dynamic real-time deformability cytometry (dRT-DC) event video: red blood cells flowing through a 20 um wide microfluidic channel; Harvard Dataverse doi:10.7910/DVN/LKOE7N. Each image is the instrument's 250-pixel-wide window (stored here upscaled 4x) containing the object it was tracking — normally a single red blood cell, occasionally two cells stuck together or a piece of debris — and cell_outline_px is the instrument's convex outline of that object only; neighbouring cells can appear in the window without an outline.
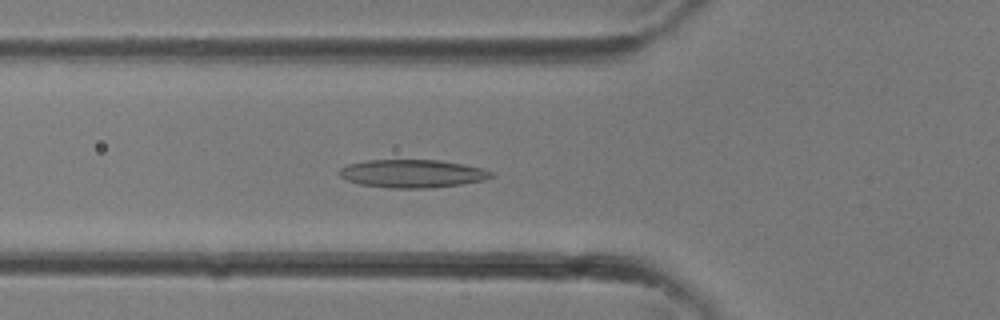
{"species": "common noctule bat (a hibernating species)", "species_latin": "Nyctalus noctula", "temperature_condition": "room temperature", "stored_images_in_passage": 33, "camera_frame_rate_fps": 3000, "um_per_image_px": 0.085, "animal": {"sex": "female"}, "frame": {"image": 1, "passage_image": 12, "time_ms": 3.667, "image_size_px": [1000, 320], "cell_outline_px": [[492, 176], [484, 180], [464, 184], [432, 188], [388, 188], [360, 184], [348, 180], [340, 176], [336, 172], [340, 168], [348, 164], [368, 160], [436, 160], [464, 164], [484, 168], [492, 172]], "centroid_in_image_um": [35.05, 14.76], "position_along_channel_um": 90.8, "area_um2": 24.97}}
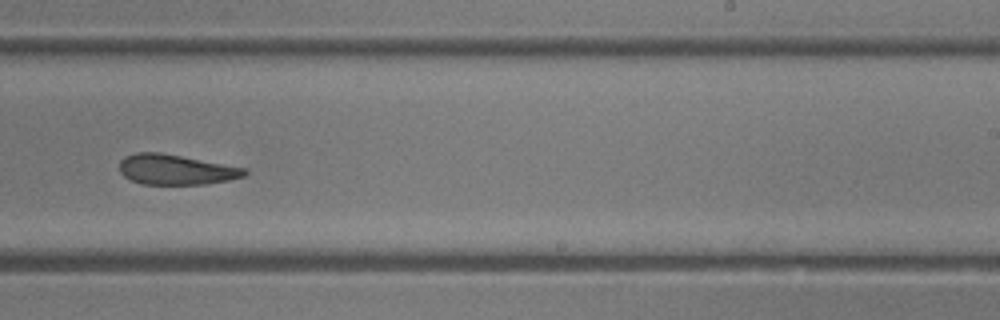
{"frame": {"image": 2, "passage_image": 21, "time_ms": 6.667, "image_size_px": [1000, 320], "cell_outline_px": [[248, 172], [244, 176], [228, 180], [208, 184], [140, 184], [124, 176], [120, 172], [120, 160], [124, 156], [136, 152], [160, 152], [248, 168]], "centroid_in_image_um": [14.96, 14.41], "position_along_channel_um": 274.0, "area_um2": 22.14}}
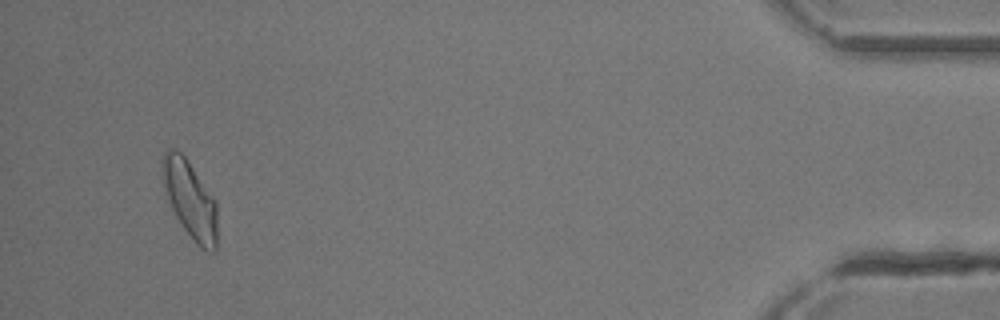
{"frame": {"image": 3, "passage_image": 32, "time_ms": 10.333, "image_size_px": [1000, 320], "cell_outline_px": [[216, 252], [212, 252], [200, 248], [196, 244], [184, 228], [176, 216], [172, 208], [164, 184], [164, 152], [168, 148], [176, 148], [184, 156], [216, 200]], "centroid_in_image_um": [16.2, 16.99], "position_along_channel_um": 419.0, "area_um2": 23.99}}